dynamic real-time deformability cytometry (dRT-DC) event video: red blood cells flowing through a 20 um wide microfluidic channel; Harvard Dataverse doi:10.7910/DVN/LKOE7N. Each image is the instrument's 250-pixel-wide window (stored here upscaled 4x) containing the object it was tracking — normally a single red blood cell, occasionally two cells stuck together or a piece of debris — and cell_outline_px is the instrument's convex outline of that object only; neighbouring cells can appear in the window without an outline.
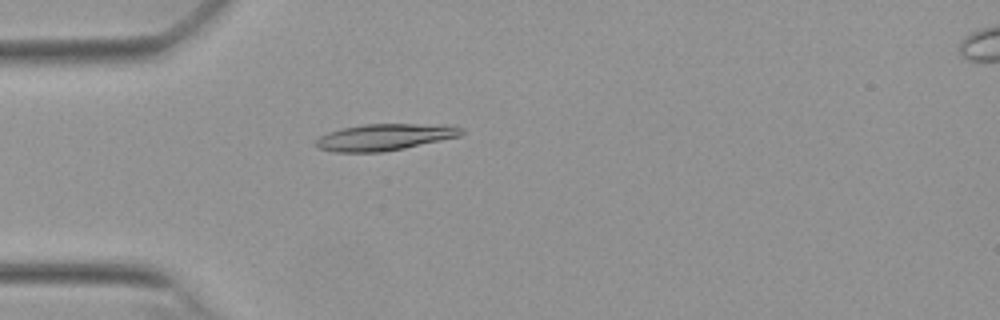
{"species": "Egyptian fruit bat (a non-hibernating species)", "species_latin": "Rousettus aegyptiacus", "temperature_condition": "warm", "stored_images_in_passage": 53, "camera_frame_rate_fps": 3000, "um_per_image_px": 0.085, "animal": {"sex": "female"}, "frame": {"image": 1, "passage_image": 15, "time_ms": 4.667, "image_size_px": [1000, 320], "cell_outline_px": [[464, 132], [460, 136], [404, 148], [380, 152], [336, 152], [320, 148], [316, 144], [316, 140], [320, 136], [328, 132], [340, 128], [364, 124], [448, 124], [464, 128]], "centroid_in_image_um": [32.74, 11.64], "position_along_channel_um": 52.3, "area_um2": 22.54}}
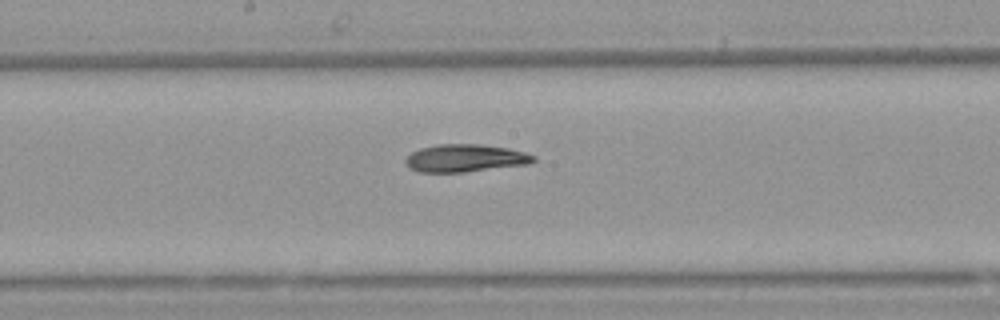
{"frame": {"image": 2, "passage_image": 28, "time_ms": 9.0, "image_size_px": [1000, 320], "cell_outline_px": [[536, 160], [528, 164], [464, 172], [420, 172], [408, 168], [404, 164], [404, 160], [412, 152], [420, 148], [436, 144], [480, 144], [508, 148], [524, 152], [536, 156]], "centroid_in_image_um": [39.51, 13.44], "position_along_channel_um": 208.7, "area_um2": 20.69}}
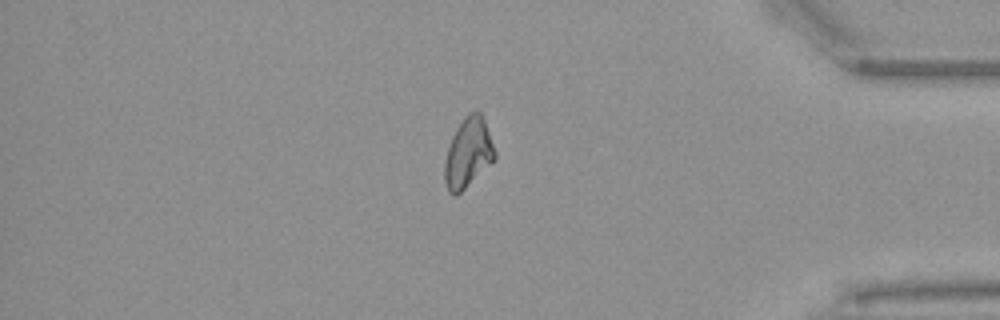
{"frame": {"image": 3, "passage_image": 45, "time_ms": 14.667, "image_size_px": [1000, 320], "cell_outline_px": [[496, 156], [456, 196], [452, 196], [448, 192], [444, 180], [444, 164], [448, 148], [452, 136], [456, 128], [464, 116], [468, 112], [480, 112], [484, 120], [496, 152]], "centroid_in_image_um": [39.75, 12.98], "position_along_channel_um": 395.5, "area_um2": 19.88}, "authors_computed_cell_mechanics": {"area_um2": 20.6924, "velocity_mm_per_s": 3.8337, "shape_relaxation_time_tau1_ms": null, "shape_relaxation_time_tau2_ms": 5.7064, "deformation_change_tau1": null, "deformation_change_tau2": 0.1164}}